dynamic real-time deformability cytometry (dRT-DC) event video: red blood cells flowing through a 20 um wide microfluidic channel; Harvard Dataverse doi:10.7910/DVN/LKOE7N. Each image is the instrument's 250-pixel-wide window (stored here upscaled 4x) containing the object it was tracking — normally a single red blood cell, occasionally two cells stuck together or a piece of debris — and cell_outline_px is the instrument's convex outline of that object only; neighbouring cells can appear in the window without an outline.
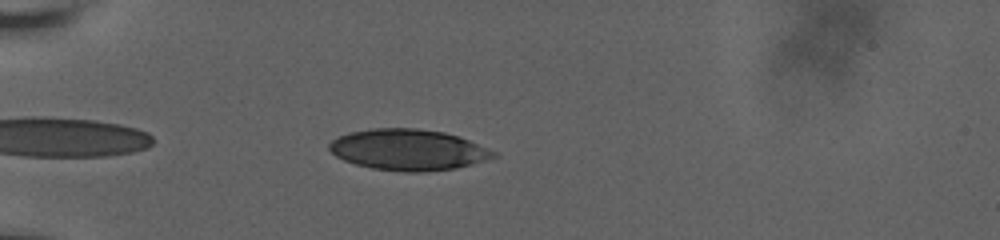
{"species": "human", "species_latin": "Homo sapiens", "temperature_condition": "room temperature", "stored_images_in_passage": 46, "camera_frame_rate_fps": 3000, "um_per_image_px": 0.085, "donor": {"sex": "male"}, "frame": {"image": 1, "passage_image": 4, "time_ms": 1.0, "image_size_px": [1000, 240], "cell_outline_px": [[500, 156], [472, 164], [456, 168], [424, 172], [404, 172], [372, 168], [356, 164], [344, 160], [336, 156], [328, 148], [328, 144], [332, 140], [340, 136], [352, 132], [372, 128], [416, 128], [444, 132], [468, 140], [488, 148], [496, 152]], "centroid_in_image_um": [34.72, 12.73], "position_along_channel_um": 50.3, "area_um2": 39.19}}
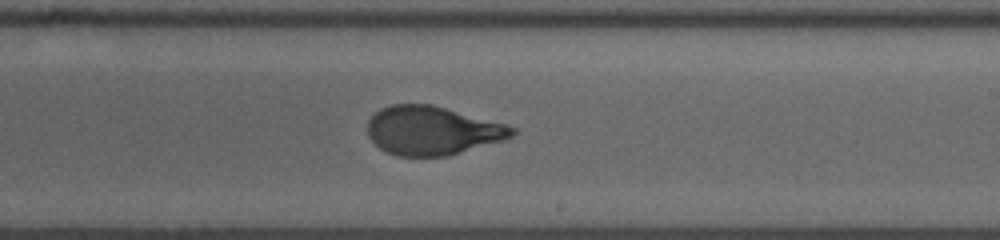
{"frame": {"image": 2, "passage_image": 23, "time_ms": 7.333, "image_size_px": [1000, 240], "cell_outline_px": [[520, 132], [504, 140], [448, 156], [396, 156], [380, 148], [368, 136], [368, 120], [380, 108], [392, 104], [432, 104], [504, 124], [516, 128]], "centroid_in_image_um": [36.75, 11.1], "position_along_channel_um": 252.2, "area_um2": 40.98}}
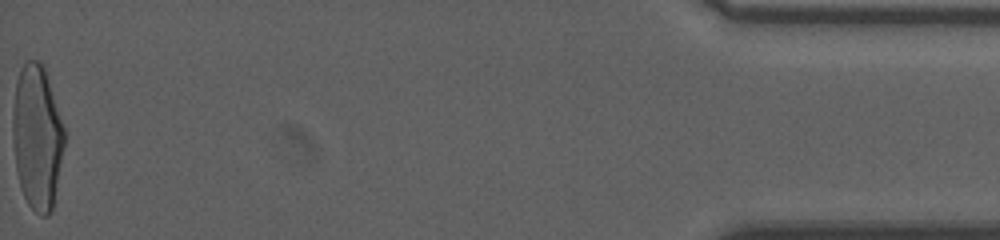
{"frame": {"image": 3, "passage_image": 46, "time_ms": 14.667, "image_size_px": [1000, 240], "cell_outline_px": [[64, 144], [52, 212], [48, 216], [40, 216], [28, 204], [20, 188], [16, 172], [12, 136], [12, 116], [16, 80], [20, 68], [24, 60], [40, 60], [44, 64], [64, 128]], "centroid_in_image_um": [3.13, 11.63], "position_along_channel_um": 432.1, "area_um2": 43.87}, "authors_computed_cell_mechanics": {"area_um2": 41.7316, "velocity_mm_per_s": 3.6413, "shape_relaxation_time_tau1_ms": 5.4485, "shape_relaxation_time_tau2_ms": null, "deformation_change_tau1": 0.219, "deformation_change_tau2": null}}